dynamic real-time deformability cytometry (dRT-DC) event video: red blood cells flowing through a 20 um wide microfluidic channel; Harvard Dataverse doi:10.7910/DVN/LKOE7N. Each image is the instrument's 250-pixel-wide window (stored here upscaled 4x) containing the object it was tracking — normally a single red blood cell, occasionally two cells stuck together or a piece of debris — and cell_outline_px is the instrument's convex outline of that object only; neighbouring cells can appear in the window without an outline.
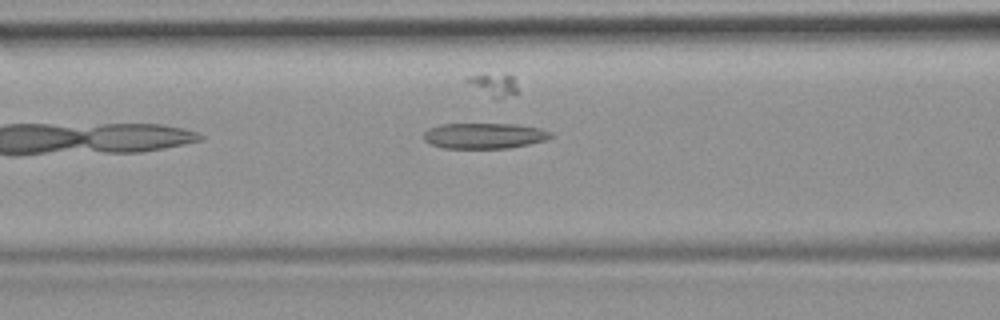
{"species": "common noctule bat (a hibernating species)", "species_latin": "Nyctalus noctula", "temperature_condition": "room temperature", "stored_images_in_passage": 4, "camera_frame_rate_fps": 3000, "um_per_image_px": 0.085, "animal": {"sex": "female", "body_mass_g": 19.9}, "frame": {"image": 1, "passage_image": 3, "time_ms": 2.333, "image_size_px": [1000, 320], "cell_outline_px": [[552, 136], [544, 140], [528, 144], [508, 148], [444, 148], [428, 144], [424, 140], [424, 132], [428, 128], [440, 124], [516, 124], [540, 128], [552, 132]], "centroid_in_image_um": [41.12, 11.54], "position_along_channel_um": 125.5, "area_um2": 19.02}}